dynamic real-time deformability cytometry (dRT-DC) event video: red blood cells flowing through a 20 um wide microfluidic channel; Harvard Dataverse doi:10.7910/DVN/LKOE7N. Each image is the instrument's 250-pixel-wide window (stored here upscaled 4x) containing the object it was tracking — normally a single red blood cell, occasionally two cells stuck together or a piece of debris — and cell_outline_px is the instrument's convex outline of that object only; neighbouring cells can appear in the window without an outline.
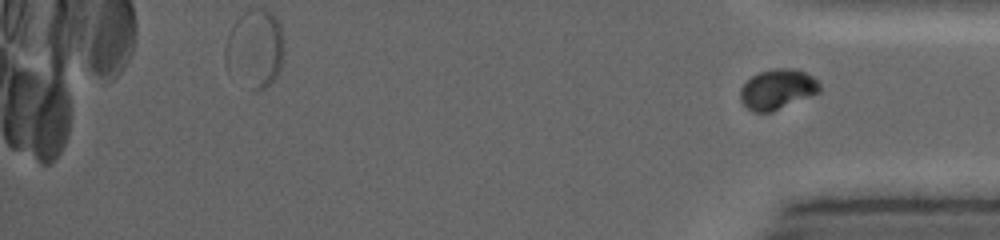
{"species": "common noctule bat (a hibernating species)", "species_latin": "Nyctalus noctula", "temperature_condition": "warm", "stored_images_in_passage": 32, "segment_of_instrument_passage": [2, 2], "camera_frame_rate_fps": 5000, "um_per_image_px": 0.085, "animal": {"sex": "female", "body_mass_g": 19.0, "forearm_length_mm": 53.3}, "frame": {"image": 1, "passage_image": 32, "time_ms": 10.8, "image_size_px": [1000, 240], "cell_outline_px": [[820, 92], [772, 112], [752, 112], [740, 100], [740, 88], [752, 76], [760, 72], [780, 68], [784, 68], [804, 72], [812, 76], [820, 84]], "centroid_in_image_um": [66.07, 7.61], "position_along_channel_um": 369.1, "area_um2": 18.26}}